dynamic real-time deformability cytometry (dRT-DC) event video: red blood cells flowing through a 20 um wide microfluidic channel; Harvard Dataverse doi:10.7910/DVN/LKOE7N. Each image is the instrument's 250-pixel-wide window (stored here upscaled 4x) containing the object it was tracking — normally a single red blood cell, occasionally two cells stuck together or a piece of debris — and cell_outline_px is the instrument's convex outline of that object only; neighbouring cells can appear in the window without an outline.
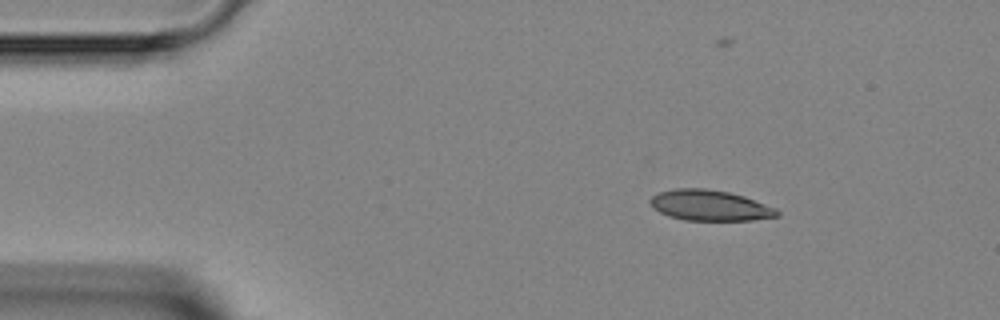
{"species": "Egyptian fruit bat (a non-hibernating species)", "species_latin": "Rousettus aegyptiacus", "temperature_condition": "room temperature", "stored_images_in_passage": 6, "camera_frame_rate_fps": 3000, "um_per_image_px": 0.085, "animal": {"sex": "female"}, "frame": {"image": 1, "passage_image": 1, "time_ms": 0.0, "image_size_px": [1000, 320], "cell_outline_px": [[780, 216], [752, 220], [684, 220], [668, 216], [652, 208], [648, 200], [652, 196], [660, 192], [676, 188], [704, 188], [728, 192], [744, 196], [776, 208], [780, 212]], "centroid_in_image_um": [60.32, 17.46], "position_along_channel_um": 24.7, "area_um2": 22.72}}
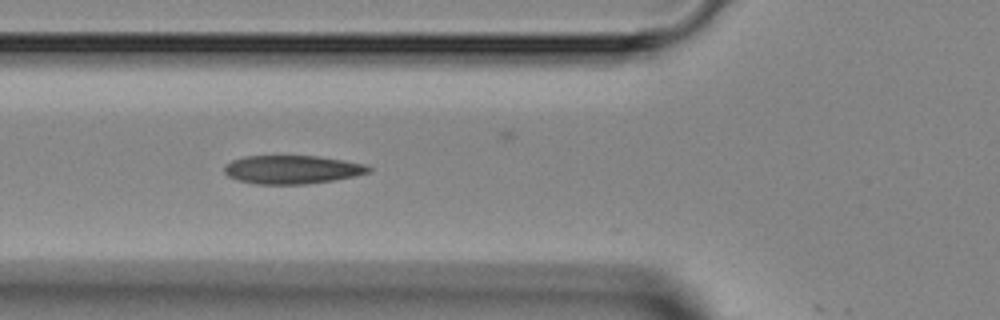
{"frame": {"image": 2, "passage_image": 4, "time_ms": 3.333, "image_size_px": [1000, 320], "cell_outline_px": [[372, 168], [368, 172], [356, 176], [332, 180], [304, 184], [256, 184], [240, 180], [228, 176], [224, 172], [224, 164], [232, 160], [244, 156], [320, 156], [368, 164]], "centroid_in_image_um": [24.84, 14.4], "position_along_channel_um": 101.0, "area_um2": 23.99}}
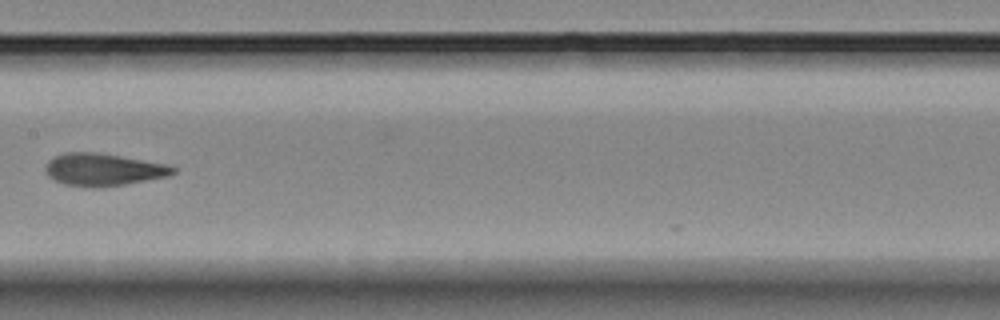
{"frame": {"image": 3, "passage_image": 6, "time_ms": 5.667, "image_size_px": [1000, 320], "cell_outline_px": [[176, 172], [168, 176], [124, 184], [92, 188], [64, 184], [48, 176], [44, 172], [44, 168], [48, 160], [64, 152], [96, 152], [172, 164], [176, 168]], "centroid_in_image_um": [8.79, 14.4], "position_along_channel_um": 198.6, "area_um2": 24.28}}